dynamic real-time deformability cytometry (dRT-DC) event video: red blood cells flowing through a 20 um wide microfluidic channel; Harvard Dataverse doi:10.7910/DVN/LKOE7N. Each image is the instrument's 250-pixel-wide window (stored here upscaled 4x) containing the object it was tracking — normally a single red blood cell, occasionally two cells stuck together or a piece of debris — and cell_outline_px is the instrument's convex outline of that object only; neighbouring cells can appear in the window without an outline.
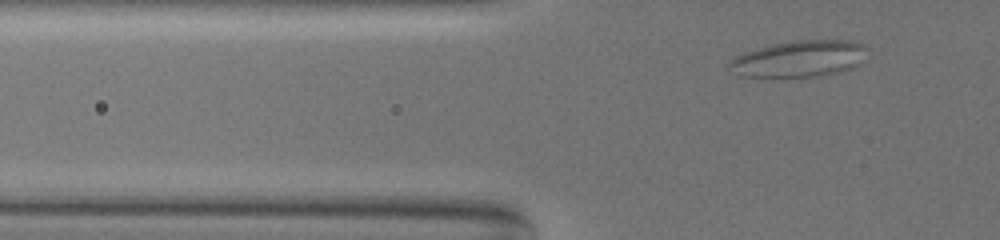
{"species": "common noctule bat (a hibernating species)", "species_latin": "Nyctalus noctula", "temperature_condition": "warm", "stored_images_in_passage": 41, "camera_frame_rate_fps": 3000, "um_per_image_px": 0.085, "animal": {"sex": "female", "body_mass_g": 19.5, "forearm_length_mm": 54.1}, "frame": {"image": 1, "passage_image": 7, "time_ms": 2.0, "image_size_px": [1000, 240], "cell_outline_px": [[860, 48], [856, 64], [840, 72], [812, 76], [740, 76], [728, 64], [736, 56], [744, 52], [756, 48], [772, 44], [796, 40], [848, 40], [860, 44]], "centroid_in_image_um": [67.79, 4.98], "position_along_channel_um": 58.0, "area_um2": 27.86}}
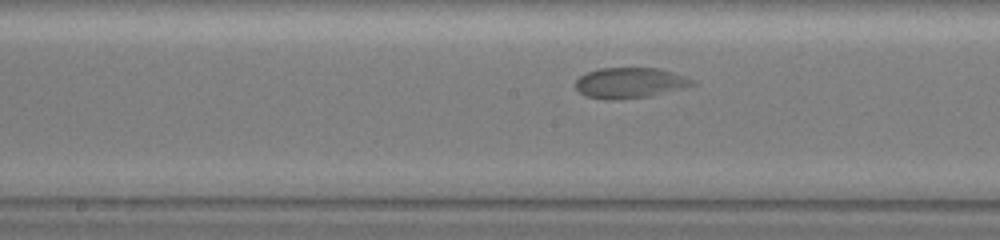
{"frame": {"image": 2, "passage_image": 20, "time_ms": 6.333, "image_size_px": [1000, 240], "cell_outline_px": [[696, 84], [648, 96], [612, 100], [604, 100], [588, 96], [580, 92], [576, 88], [576, 80], [580, 76], [588, 72], [600, 68], [656, 68], [672, 72], [696, 80]], "centroid_in_image_um": [53.52, 7.04], "position_along_channel_um": 194.7, "area_um2": 20.46}}
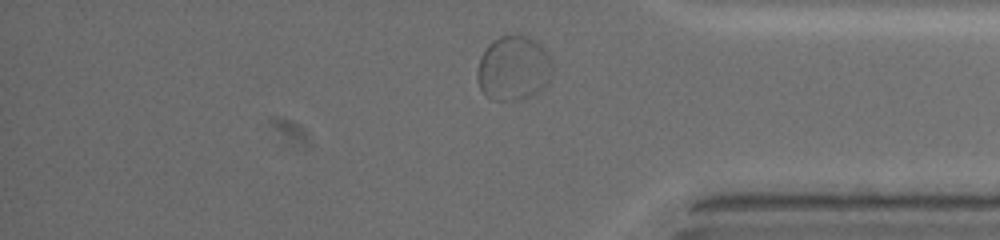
{"frame": {"image": 3, "passage_image": 37, "time_ms": 12.0, "image_size_px": [1000, 240], "cell_outline_px": [[552, 68], [548, 80], [536, 92], [528, 96], [516, 100], [492, 100], [480, 88], [476, 72], [480, 60], [488, 44], [500, 36], [524, 36], [540, 44], [548, 52], [552, 60]], "centroid_in_image_um": [43.63, 5.79], "position_along_channel_um": 391.6, "area_um2": 27.69}}